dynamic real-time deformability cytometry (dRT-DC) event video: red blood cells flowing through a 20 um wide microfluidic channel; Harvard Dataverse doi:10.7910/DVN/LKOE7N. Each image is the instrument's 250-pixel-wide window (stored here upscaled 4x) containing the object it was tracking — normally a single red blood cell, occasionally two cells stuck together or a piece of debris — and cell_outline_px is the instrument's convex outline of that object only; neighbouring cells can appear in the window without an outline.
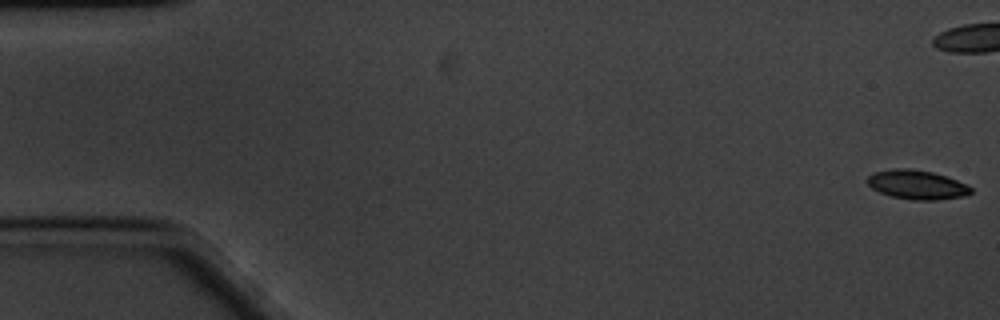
{"species": "common noctule bat (a hibernating species)", "species_latin": "Nyctalus noctula", "temperature_condition": "cold", "stored_images_in_passage": 62, "camera_frame_rate_fps": 3000, "um_per_image_px": 0.085, "animal": {"sex": "male", "body_mass_g": 20.1, "forearm_length_mm": 53.5}, "frame": {"image": 1, "passage_image": 1, "time_ms": 0.0, "image_size_px": [1000, 320], "cell_outline_px": [[972, 192], [964, 196], [936, 200], [912, 200], [892, 196], [880, 192], [872, 188], [864, 180], [868, 176], [876, 172], [892, 168], [912, 168], [932, 172], [968, 184], [972, 188]], "centroid_in_image_um": [77.93, 15.69], "position_along_channel_um": 7.1, "area_um2": 17.63}}
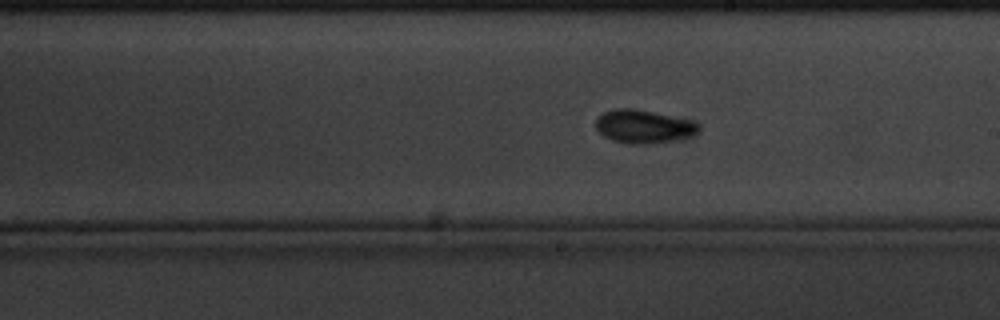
{"frame": {"image": 2, "passage_image": 34, "time_ms": 11.0, "image_size_px": [1000, 320], "cell_outline_px": [[700, 128], [692, 136], [672, 140], [644, 144], [628, 144], [612, 140], [604, 136], [596, 128], [596, 116], [604, 112], [616, 108], [632, 108], [652, 112], [688, 120], [700, 124]], "centroid_in_image_um": [54.65, 10.75], "position_along_channel_um": 234.3, "area_um2": 19.71}}
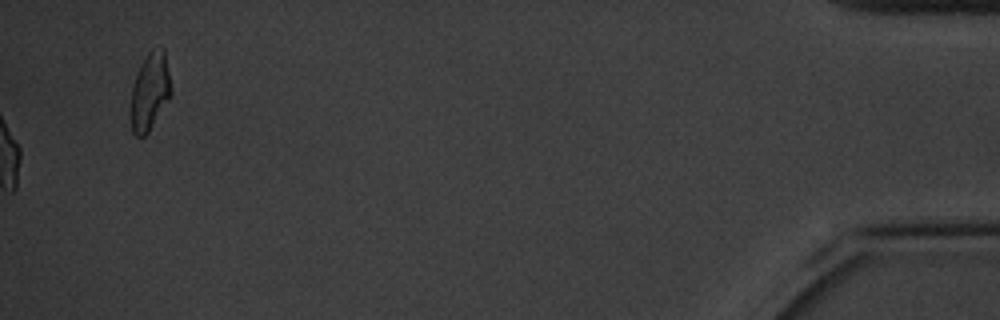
{"frame": {"image": 3, "passage_image": 62, "time_ms": 20.333, "image_size_px": [1000, 320], "cell_outline_px": [[172, 92], [148, 132], [144, 136], [136, 136], [132, 132], [128, 116], [128, 112], [132, 88], [140, 64], [148, 52], [152, 48], [164, 48], [172, 88]], "centroid_in_image_um": [12.7, 7.79], "position_along_channel_um": 422.5, "area_um2": 18.44}, "authors_computed_cell_mechanics": {"area_um2": 17.7446, "velocity_mm_per_s": 3.2858, "shape_relaxation_time_tau1_ms": 2.5354, "shape_relaxation_time_tau2_ms": 1.8031, "deformation_change_tau1": 0.1187, "deformation_change_tau2": 0.0639}}